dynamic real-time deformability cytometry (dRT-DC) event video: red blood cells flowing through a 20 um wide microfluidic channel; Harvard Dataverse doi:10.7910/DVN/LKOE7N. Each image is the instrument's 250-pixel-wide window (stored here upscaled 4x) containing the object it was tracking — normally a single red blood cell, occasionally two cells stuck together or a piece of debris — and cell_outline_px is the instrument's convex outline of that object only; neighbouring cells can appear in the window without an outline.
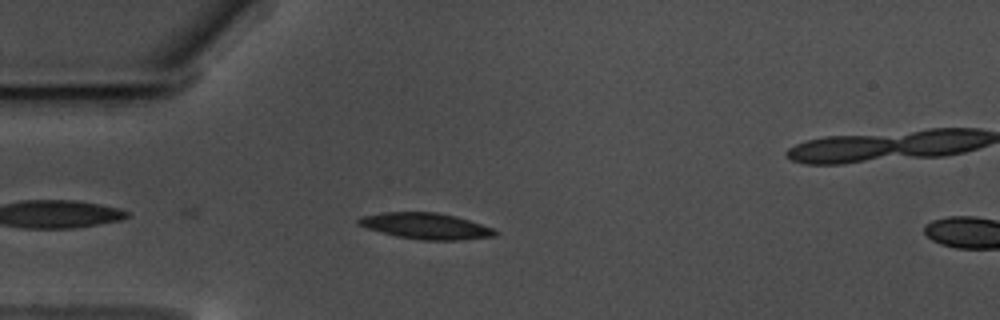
{"species": "common noctule bat (a hibernating species)", "species_latin": "Nyctalus noctula", "temperature_condition": "warm", "stored_images_in_passage": 24, "camera_frame_rate_fps": 3000, "um_per_image_px": 0.085, "animal": {"sex": "male", "body_mass_g": 17.5, "forearm_length_mm": 52.3}, "frame": {"image": 1, "passage_image": 5, "time_ms": 1.333, "image_size_px": [1000, 320], "cell_outline_px": [[500, 232], [496, 236], [460, 240], [420, 240], [396, 236], [380, 232], [356, 224], [356, 220], [360, 216], [384, 212], [436, 212], [456, 216], [492, 228]], "centroid_in_image_um": [36.18, 19.21], "position_along_channel_um": 48.8, "area_um2": 20.87}}
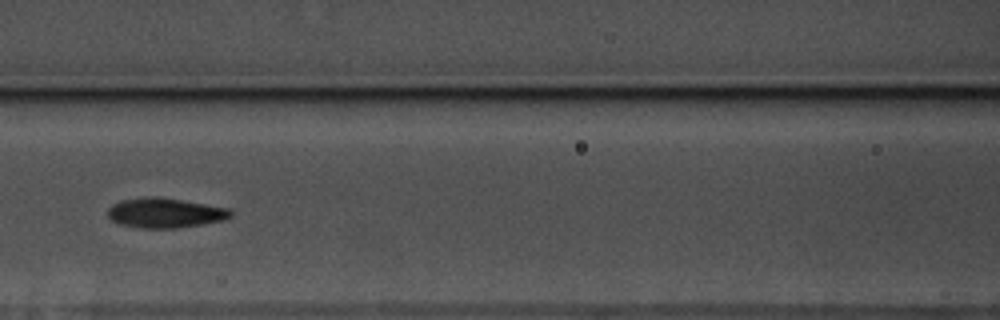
{"frame": {"image": 2, "passage_image": 15, "time_ms": 4.667, "image_size_px": [1000, 320], "cell_outline_px": [[232, 216], [224, 220], [176, 228], [140, 228], [120, 224], [112, 220], [108, 216], [108, 208], [112, 204], [120, 200], [148, 196], [152, 196], [180, 200], [228, 208], [232, 212]], "centroid_in_image_um": [13.99, 18.1], "position_along_channel_um": 152.6, "area_um2": 21.15}}
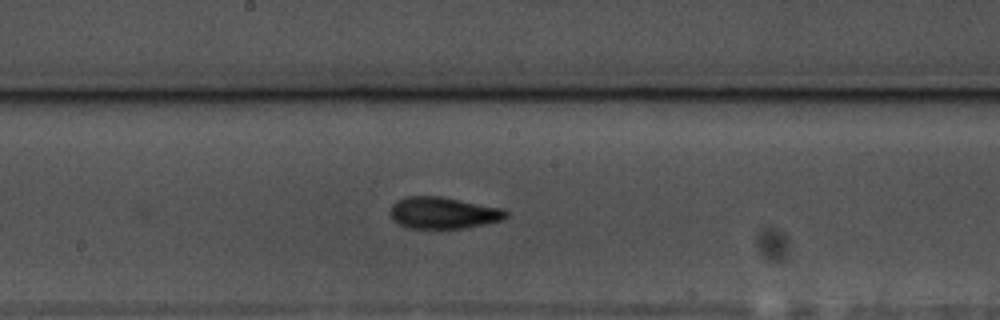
{"frame": {"image": 3, "passage_image": 20, "time_ms": 6.333, "image_size_px": [1000, 320], "cell_outline_px": [[508, 216], [500, 220], [464, 228], [408, 228], [400, 224], [392, 216], [392, 204], [396, 200], [404, 196], [440, 196], [504, 208], [508, 212]], "centroid_in_image_um": [37.7, 18.07], "position_along_channel_um": 210.5, "area_um2": 21.15}}